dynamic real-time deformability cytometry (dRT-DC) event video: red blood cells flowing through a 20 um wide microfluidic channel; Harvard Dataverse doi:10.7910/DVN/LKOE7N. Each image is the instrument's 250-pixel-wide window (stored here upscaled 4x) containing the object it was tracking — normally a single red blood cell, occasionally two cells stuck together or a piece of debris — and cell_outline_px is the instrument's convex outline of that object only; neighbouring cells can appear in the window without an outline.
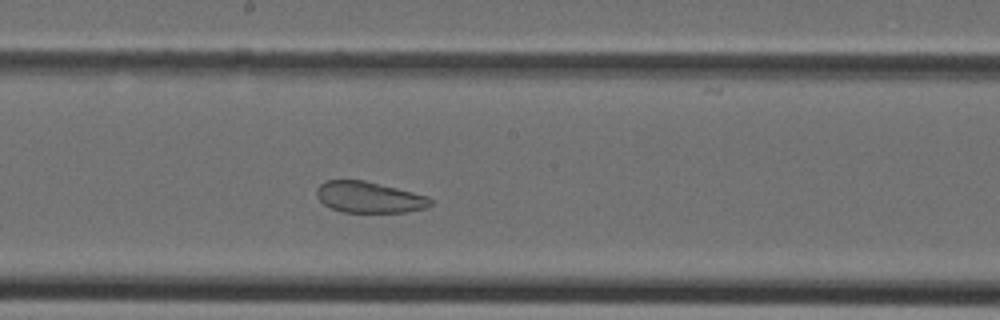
{"species": "Egyptian fruit bat (a non-hibernating species)", "species_latin": "Rousettus aegyptiacus", "temperature_condition": "cold", "stored_images_in_passage": 33, "camera_frame_rate_fps": 3000, "um_per_image_px": 0.085, "animal": {"sex": "female"}, "frame": {"image": 1, "passage_image": 15, "time_ms": 4.667, "image_size_px": [1000, 320], "cell_outline_px": [[432, 204], [424, 208], [404, 212], [344, 212], [332, 208], [324, 204], [316, 196], [316, 188], [324, 180], [364, 180], [428, 196], [432, 200]], "centroid_in_image_um": [31.34, 16.76], "position_along_channel_um": 216.9, "area_um2": 20.52}}
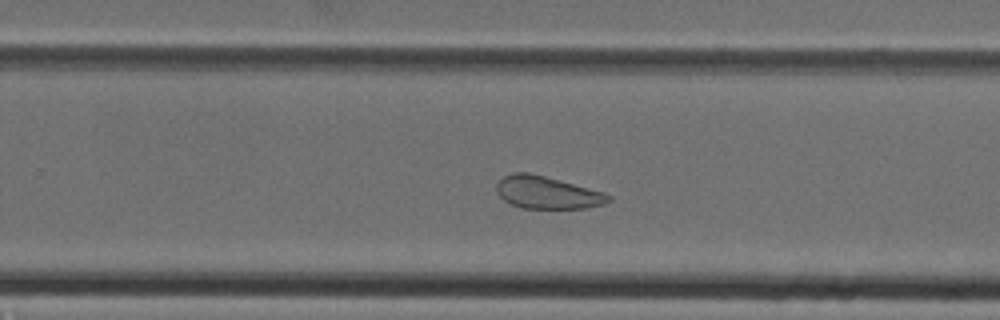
{"frame": {"image": 2, "passage_image": 19, "time_ms": 6.0, "image_size_px": [1000, 320], "cell_outline_px": [[612, 200], [604, 204], [584, 208], [520, 208], [504, 200], [496, 192], [496, 184], [504, 176], [512, 172], [528, 172], [544, 176], [604, 192], [612, 196]], "centroid_in_image_um": [46.5, 16.37], "position_along_channel_um": 283.3, "area_um2": 21.1}}
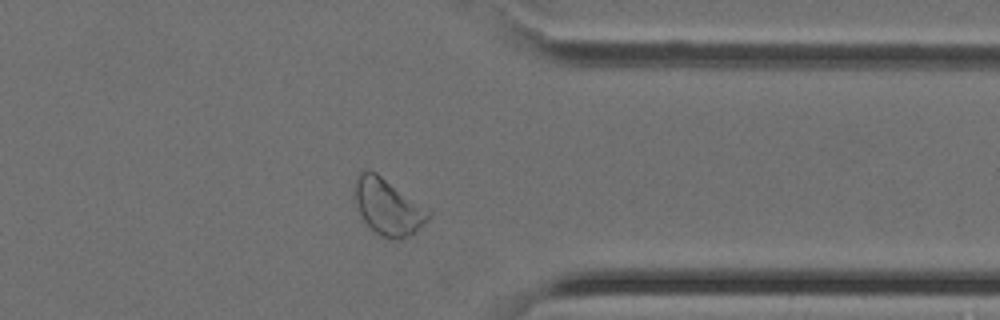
{"frame": {"image": 3, "passage_image": 25, "time_ms": 8.0, "image_size_px": [1000, 320], "cell_outline_px": [[432, 216], [420, 228], [408, 236], [400, 240], [396, 240], [380, 236], [364, 220], [360, 212], [356, 200], [356, 180], [360, 172], [376, 172], [428, 208], [432, 212]], "centroid_in_image_um": [33.05, 17.61], "position_along_channel_um": 378.3, "area_um2": 23.7}}